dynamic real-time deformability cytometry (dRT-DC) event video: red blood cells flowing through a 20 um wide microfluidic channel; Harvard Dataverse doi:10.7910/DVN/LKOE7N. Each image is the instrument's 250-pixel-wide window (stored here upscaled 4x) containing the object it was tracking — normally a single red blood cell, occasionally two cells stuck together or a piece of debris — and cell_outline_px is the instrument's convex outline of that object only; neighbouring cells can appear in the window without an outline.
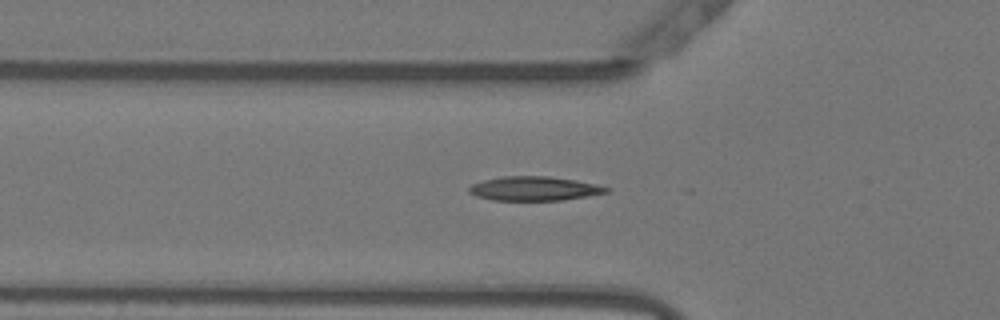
{"species": "Egyptian fruit bat (a non-hibernating species)", "species_latin": "Rousettus aegyptiacus", "temperature_condition": "warm", "stored_images_in_passage": 14, "camera_frame_rate_fps": 3000, "um_per_image_px": 0.085, "animal": {"sex": "female"}, "frame": {"image": 1, "passage_image": 6, "time_ms": 1.667, "image_size_px": [1000, 320], "cell_outline_px": [[612, 188], [608, 192], [560, 200], [492, 200], [476, 196], [468, 192], [468, 188], [472, 184], [484, 180], [504, 176], [548, 176], [576, 180], [596, 184]], "centroid_in_image_um": [45.39, 16.02], "position_along_channel_um": 80.4, "area_um2": 19.19}}
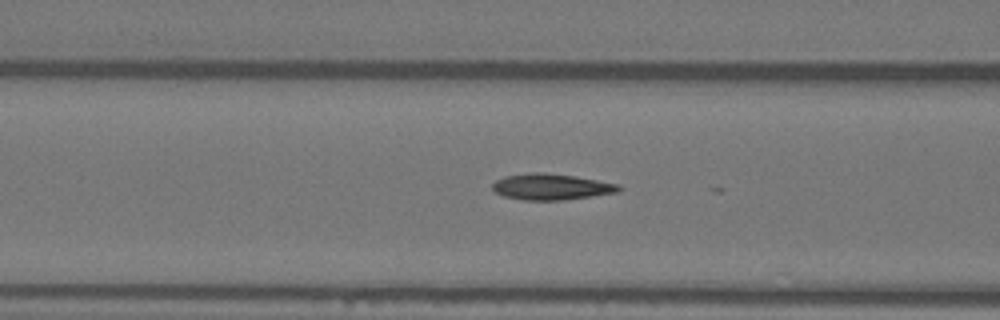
{"frame": {"image": 2, "passage_image": 9, "time_ms": 2.667, "image_size_px": [1000, 320], "cell_outline_px": [[624, 188], [620, 192], [564, 200], [524, 200], [504, 196], [496, 192], [492, 188], [492, 184], [496, 180], [504, 176], [532, 172], [544, 172], [576, 176], [620, 184]], "centroid_in_image_um": [46.91, 15.87], "position_along_channel_um": 119.7, "area_um2": 19.42}}
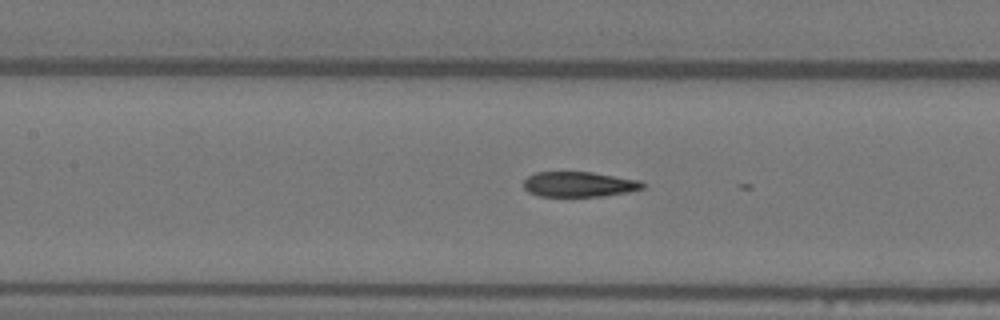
{"frame": {"image": 3, "passage_image": 12, "time_ms": 3.667, "image_size_px": [1000, 320], "cell_outline_px": [[644, 188], [628, 192], [600, 196], [540, 196], [528, 192], [524, 188], [524, 180], [528, 176], [536, 172], [592, 172], [640, 180], [644, 184]], "centroid_in_image_um": [49.21, 15.66], "position_along_channel_um": 158.2, "area_um2": 17.4}}